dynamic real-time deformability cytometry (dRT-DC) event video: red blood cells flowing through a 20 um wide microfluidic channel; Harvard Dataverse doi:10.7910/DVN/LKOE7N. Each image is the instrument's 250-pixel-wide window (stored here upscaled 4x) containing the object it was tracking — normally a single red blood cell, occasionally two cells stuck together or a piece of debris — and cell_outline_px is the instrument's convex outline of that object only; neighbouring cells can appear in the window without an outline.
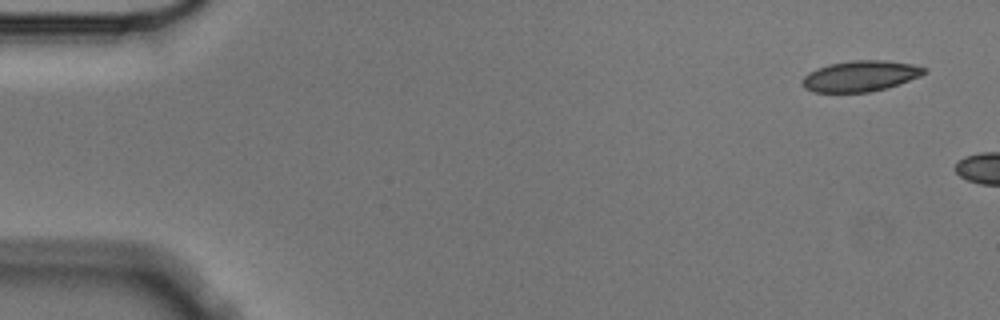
{"species": "Egyptian fruit bat (a non-hibernating species)", "species_latin": "Rousettus aegyptiacus", "temperature_condition": "cold", "stored_images_in_passage": 4, "camera_frame_rate_fps": 3000, "um_per_image_px": 0.085, "animal": {"sex": "male"}, "frame": {"image": 1, "passage_image": 1, "time_ms": 0.0, "image_size_px": [1000, 320], "cell_outline_px": [[928, 72], [920, 76], [888, 88], [872, 92], [812, 92], [804, 88], [800, 84], [800, 80], [808, 72], [816, 68], [828, 64], [852, 60], [884, 60], [912, 64], [924, 68]], "centroid_in_image_um": [73.08, 6.47], "position_along_channel_um": 11.9, "area_um2": 22.14}}